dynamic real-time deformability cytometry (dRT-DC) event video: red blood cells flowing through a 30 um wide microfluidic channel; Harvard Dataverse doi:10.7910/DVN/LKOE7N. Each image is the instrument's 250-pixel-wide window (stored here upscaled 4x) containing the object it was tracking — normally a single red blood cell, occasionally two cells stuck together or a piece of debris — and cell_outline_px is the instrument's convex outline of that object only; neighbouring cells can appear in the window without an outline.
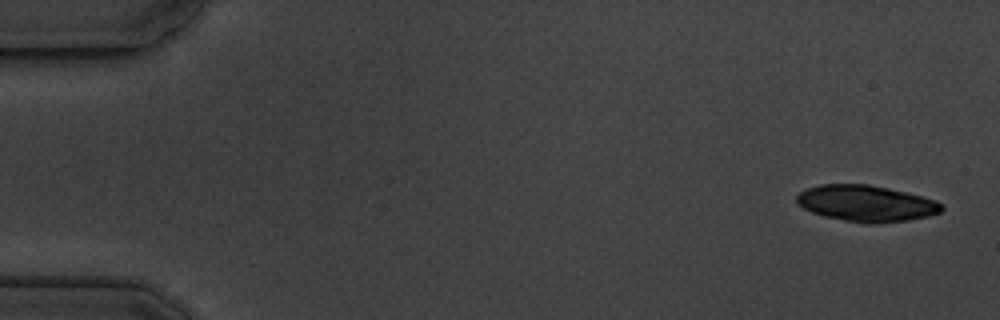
{"species": "common noctule bat (a hibernating species)", "species_latin": "Nyctalus noctula", "temperature_condition": "cold", "stored_images_in_passage": 7, "camera_frame_rate_fps": 3000, "um_per_image_px": 0.085, "animal": {"sex": "male", "body_mass_g": 19.5, "forearm_length_mm": 54.6}, "frame": {"image": 1, "passage_image": 1, "time_ms": 0.0, "image_size_px": [1000, 320], "cell_outline_px": [[944, 208], [940, 212], [928, 216], [908, 220], [876, 224], [864, 224], [824, 216], [812, 212], [796, 204], [796, 196], [800, 192], [808, 188], [820, 184], [868, 184], [888, 188], [936, 200], [944, 204]], "centroid_in_image_um": [73.62, 17.3], "position_along_channel_um": 11.4, "area_um2": 30.69}}